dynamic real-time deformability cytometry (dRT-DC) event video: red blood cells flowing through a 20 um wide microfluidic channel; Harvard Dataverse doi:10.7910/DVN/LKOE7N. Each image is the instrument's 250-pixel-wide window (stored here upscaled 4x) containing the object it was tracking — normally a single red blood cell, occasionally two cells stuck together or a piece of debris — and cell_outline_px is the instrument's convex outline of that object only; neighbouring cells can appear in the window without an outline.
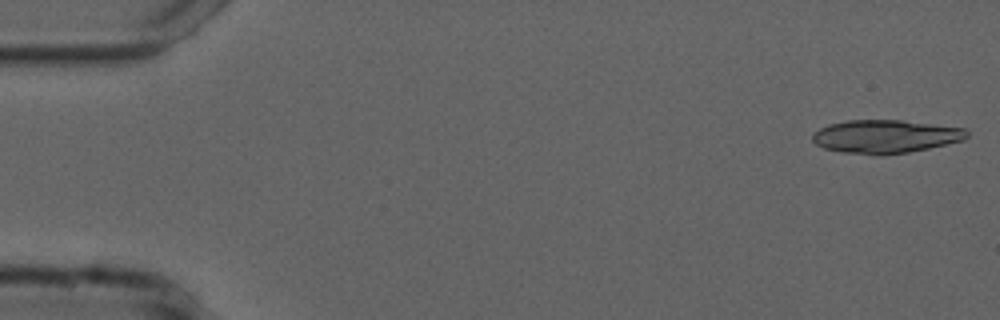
{"species": "common noctule bat (a hibernating species)", "species_latin": "Nyctalus noctula", "temperature_condition": "cold", "stored_images_in_passage": 11, "camera_frame_rate_fps": 3000, "um_per_image_px": 0.085, "animal": {"sex": "male", "forearm_length_mm": 52.5}, "frame": {"image": 1, "passage_image": 1, "time_ms": 0.0, "image_size_px": [1000, 320], "cell_outline_px": [[968, 136], [964, 140], [928, 148], [908, 152], [884, 156], [844, 152], [824, 148], [816, 144], [812, 140], [812, 132], [828, 124], [848, 120], [904, 120], [968, 128]], "centroid_in_image_um": [75.28, 11.59], "position_along_channel_um": 9.7, "area_um2": 30.23}}